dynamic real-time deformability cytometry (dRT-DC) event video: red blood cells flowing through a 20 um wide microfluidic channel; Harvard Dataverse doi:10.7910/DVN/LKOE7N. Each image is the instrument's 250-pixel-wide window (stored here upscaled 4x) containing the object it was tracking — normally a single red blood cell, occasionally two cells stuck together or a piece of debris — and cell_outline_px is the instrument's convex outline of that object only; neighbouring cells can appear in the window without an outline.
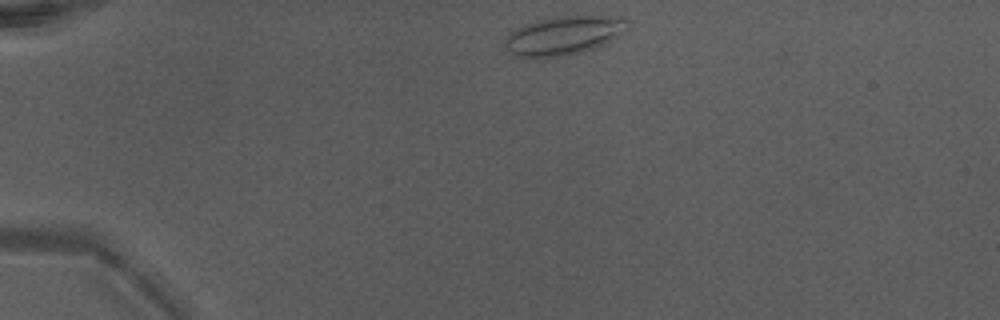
{"species": "Egyptian fruit bat (a non-hibernating species)", "species_latin": "Rousettus aegyptiacus", "temperature_condition": "warm", "stored_images_in_passage": 38, "camera_frame_rate_fps": 3000, "um_per_image_px": 0.085, "animal": {"sex": "male"}, "frame": {"image": 1, "passage_image": 1, "time_ms": 0.0, "image_size_px": [1000, 320], "cell_outline_px": [[628, 28], [612, 40], [604, 44], [568, 56], [528, 60], [516, 56], [508, 52], [504, 48], [504, 40], [516, 28], [524, 24], [540, 20], [560, 16], [604, 16], [628, 20]], "centroid_in_image_um": [47.83, 3.07], "position_along_channel_um": 37.2, "area_um2": 27.92}}
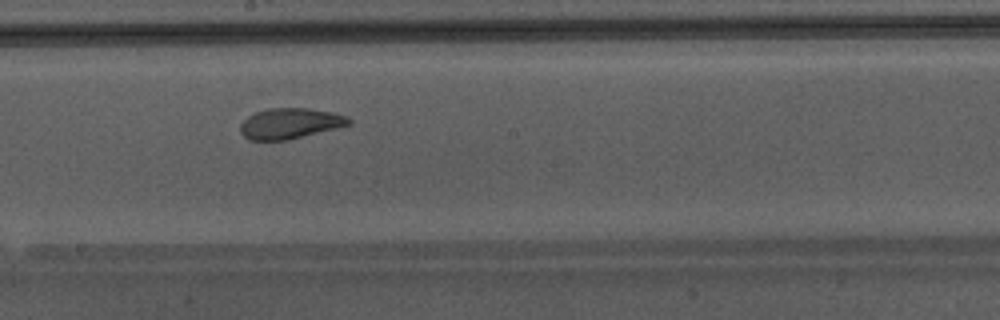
{"frame": {"image": 2, "passage_image": 18, "time_ms": 5.667, "image_size_px": [1000, 320], "cell_outline_px": [[352, 124], [288, 140], [248, 140], [240, 132], [240, 124], [248, 116], [256, 112], [268, 108], [308, 108], [332, 112], [348, 116], [352, 120]], "centroid_in_image_um": [24.66, 10.49], "position_along_channel_um": 223.5, "area_um2": 19.42}}
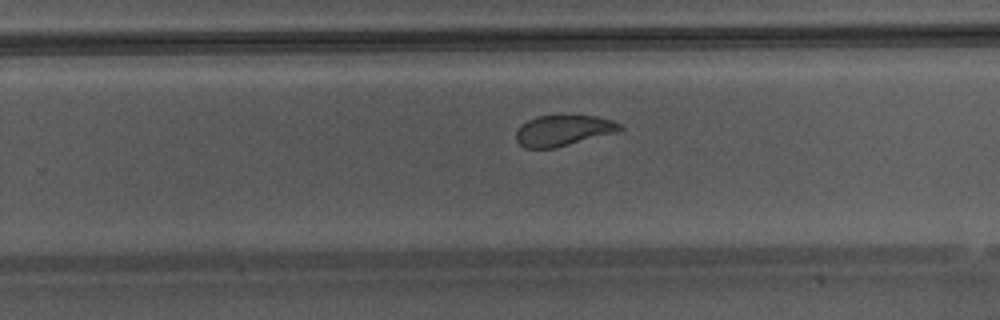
{"frame": {"image": 3, "passage_image": 22, "time_ms": 7.0, "image_size_px": [1000, 320], "cell_outline_px": [[624, 128], [616, 132], [556, 148], [524, 148], [516, 140], [516, 132], [528, 120], [536, 116], [596, 116], [612, 120], [620, 124]], "centroid_in_image_um": [47.88, 11.1], "position_along_channel_um": 281.9, "area_um2": 18.38}, "authors_computed_cell_mechanics": {"area_um2": 21.1548, "velocity_mm_per_s": 4.3907, "shape_relaxation_time_tau1_ms": 8.411, "shape_relaxation_time_tau2_ms": 1.3506, "deformation_change_tau1": 0.211, "deformation_change_tau2": 0.0812}}